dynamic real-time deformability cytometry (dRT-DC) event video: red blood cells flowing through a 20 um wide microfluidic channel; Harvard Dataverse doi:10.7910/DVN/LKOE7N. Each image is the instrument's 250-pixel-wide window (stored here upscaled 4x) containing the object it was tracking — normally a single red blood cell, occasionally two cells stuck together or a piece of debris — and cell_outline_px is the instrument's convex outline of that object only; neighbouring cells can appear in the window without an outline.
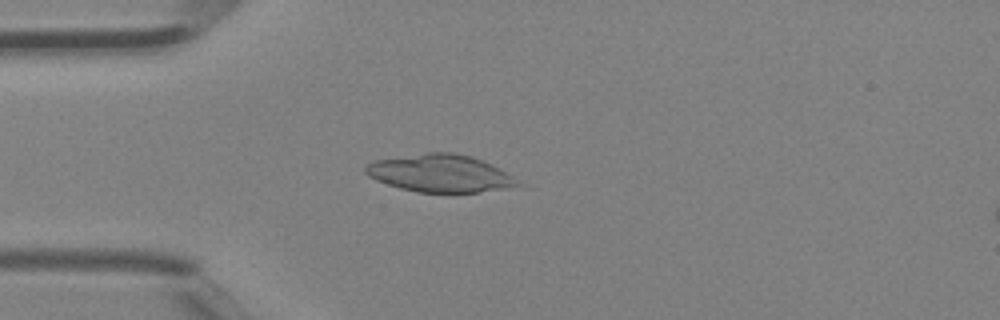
{"species": "Egyptian fruit bat (a non-hibernating species)", "species_latin": "Rousettus aegyptiacus", "temperature_condition": "room temperature", "stored_images_in_passage": 43, "camera_frame_rate_fps": 3000, "um_per_image_px": 0.085, "animal": {"sex": "female"}, "frame": {"image": 1, "passage_image": 11, "time_ms": 3.333, "image_size_px": [1000, 320], "cell_outline_px": [[524, 184], [504, 188], [476, 192], [416, 192], [400, 188], [376, 180], [368, 176], [364, 172], [364, 168], [372, 160], [428, 152], [452, 152], [472, 156], [492, 164], [512, 176]], "centroid_in_image_um": [37.38, 14.72], "position_along_channel_um": 47.6, "area_um2": 33.23}}
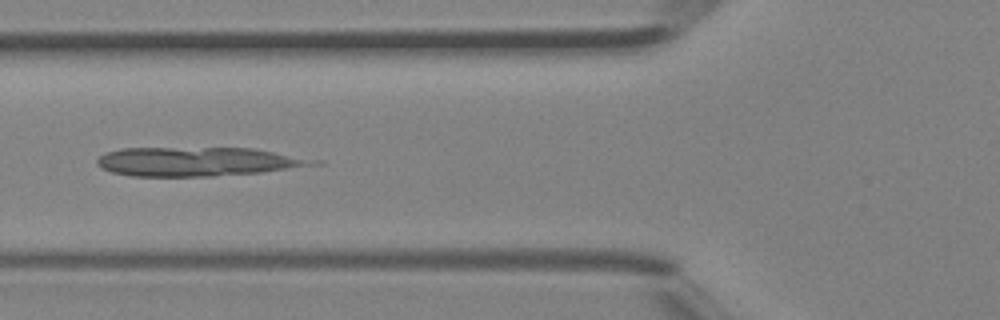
{"frame": {"image": 2, "passage_image": 16, "time_ms": 5.0, "image_size_px": [1000, 320], "cell_outline_px": [[324, 164], [260, 172], [212, 176], [132, 176], [112, 172], [100, 168], [96, 164], [96, 160], [104, 152], [124, 148], [252, 148], [324, 160]], "centroid_in_image_um": [16.85, 13.73], "position_along_channel_um": 109.0, "area_um2": 36.76}}
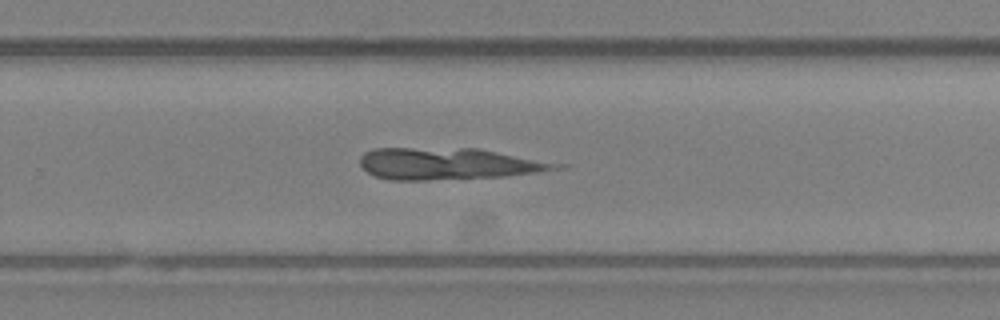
{"frame": {"image": 3, "passage_image": 28, "time_ms": 9.0, "image_size_px": [1000, 320], "cell_outline_px": [[568, 168], [508, 176], [428, 180], [388, 180], [376, 176], [368, 172], [360, 164], [360, 156], [364, 152], [376, 148], [480, 148], [568, 164]], "centroid_in_image_um": [38.23, 13.91], "position_along_channel_um": 291.6, "area_um2": 36.82}}